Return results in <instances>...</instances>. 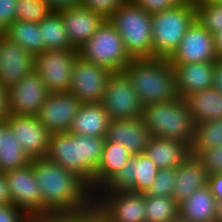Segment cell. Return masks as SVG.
Listing matches in <instances>:
<instances>
[{
	"label": "cell",
	"instance_id": "46",
	"mask_svg": "<svg viewBox=\"0 0 222 222\" xmlns=\"http://www.w3.org/2000/svg\"><path fill=\"white\" fill-rule=\"evenodd\" d=\"M213 87L222 93V61L220 59L214 64Z\"/></svg>",
	"mask_w": 222,
	"mask_h": 222
},
{
	"label": "cell",
	"instance_id": "51",
	"mask_svg": "<svg viewBox=\"0 0 222 222\" xmlns=\"http://www.w3.org/2000/svg\"><path fill=\"white\" fill-rule=\"evenodd\" d=\"M186 2H190V3H193V4H196L198 2H201V1H205V0H185Z\"/></svg>",
	"mask_w": 222,
	"mask_h": 222
},
{
	"label": "cell",
	"instance_id": "2",
	"mask_svg": "<svg viewBox=\"0 0 222 222\" xmlns=\"http://www.w3.org/2000/svg\"><path fill=\"white\" fill-rule=\"evenodd\" d=\"M105 137L51 134L47 158L83 179L93 193V179L101 162Z\"/></svg>",
	"mask_w": 222,
	"mask_h": 222
},
{
	"label": "cell",
	"instance_id": "45",
	"mask_svg": "<svg viewBox=\"0 0 222 222\" xmlns=\"http://www.w3.org/2000/svg\"><path fill=\"white\" fill-rule=\"evenodd\" d=\"M43 222H100V220L94 213H92L81 218H53Z\"/></svg>",
	"mask_w": 222,
	"mask_h": 222
},
{
	"label": "cell",
	"instance_id": "40",
	"mask_svg": "<svg viewBox=\"0 0 222 222\" xmlns=\"http://www.w3.org/2000/svg\"><path fill=\"white\" fill-rule=\"evenodd\" d=\"M17 0H0V34L16 20Z\"/></svg>",
	"mask_w": 222,
	"mask_h": 222
},
{
	"label": "cell",
	"instance_id": "36",
	"mask_svg": "<svg viewBox=\"0 0 222 222\" xmlns=\"http://www.w3.org/2000/svg\"><path fill=\"white\" fill-rule=\"evenodd\" d=\"M196 157L202 162L208 175L222 173V144L203 150Z\"/></svg>",
	"mask_w": 222,
	"mask_h": 222
},
{
	"label": "cell",
	"instance_id": "5",
	"mask_svg": "<svg viewBox=\"0 0 222 222\" xmlns=\"http://www.w3.org/2000/svg\"><path fill=\"white\" fill-rule=\"evenodd\" d=\"M121 36L132 59L152 58V17L126 0L108 19Z\"/></svg>",
	"mask_w": 222,
	"mask_h": 222
},
{
	"label": "cell",
	"instance_id": "14",
	"mask_svg": "<svg viewBox=\"0 0 222 222\" xmlns=\"http://www.w3.org/2000/svg\"><path fill=\"white\" fill-rule=\"evenodd\" d=\"M218 59L214 35L195 19L168 61L170 64H187L215 62Z\"/></svg>",
	"mask_w": 222,
	"mask_h": 222
},
{
	"label": "cell",
	"instance_id": "27",
	"mask_svg": "<svg viewBox=\"0 0 222 222\" xmlns=\"http://www.w3.org/2000/svg\"><path fill=\"white\" fill-rule=\"evenodd\" d=\"M131 157L132 154L122 144L105 142L102 159L93 179V194L117 174Z\"/></svg>",
	"mask_w": 222,
	"mask_h": 222
},
{
	"label": "cell",
	"instance_id": "32",
	"mask_svg": "<svg viewBox=\"0 0 222 222\" xmlns=\"http://www.w3.org/2000/svg\"><path fill=\"white\" fill-rule=\"evenodd\" d=\"M146 222H171L179 217V203L171 197L145 196Z\"/></svg>",
	"mask_w": 222,
	"mask_h": 222
},
{
	"label": "cell",
	"instance_id": "4",
	"mask_svg": "<svg viewBox=\"0 0 222 222\" xmlns=\"http://www.w3.org/2000/svg\"><path fill=\"white\" fill-rule=\"evenodd\" d=\"M142 119L153 137L193 143L196 124L182 98L144 105Z\"/></svg>",
	"mask_w": 222,
	"mask_h": 222
},
{
	"label": "cell",
	"instance_id": "26",
	"mask_svg": "<svg viewBox=\"0 0 222 222\" xmlns=\"http://www.w3.org/2000/svg\"><path fill=\"white\" fill-rule=\"evenodd\" d=\"M195 124L222 118V93L214 87L192 93L184 98Z\"/></svg>",
	"mask_w": 222,
	"mask_h": 222
},
{
	"label": "cell",
	"instance_id": "18",
	"mask_svg": "<svg viewBox=\"0 0 222 222\" xmlns=\"http://www.w3.org/2000/svg\"><path fill=\"white\" fill-rule=\"evenodd\" d=\"M34 56L0 34V82L10 88L34 70Z\"/></svg>",
	"mask_w": 222,
	"mask_h": 222
},
{
	"label": "cell",
	"instance_id": "44",
	"mask_svg": "<svg viewBox=\"0 0 222 222\" xmlns=\"http://www.w3.org/2000/svg\"><path fill=\"white\" fill-rule=\"evenodd\" d=\"M11 203V198L8 191L6 175L0 173V205H7Z\"/></svg>",
	"mask_w": 222,
	"mask_h": 222
},
{
	"label": "cell",
	"instance_id": "21",
	"mask_svg": "<svg viewBox=\"0 0 222 222\" xmlns=\"http://www.w3.org/2000/svg\"><path fill=\"white\" fill-rule=\"evenodd\" d=\"M215 62L171 64L180 98L213 87Z\"/></svg>",
	"mask_w": 222,
	"mask_h": 222
},
{
	"label": "cell",
	"instance_id": "6",
	"mask_svg": "<svg viewBox=\"0 0 222 222\" xmlns=\"http://www.w3.org/2000/svg\"><path fill=\"white\" fill-rule=\"evenodd\" d=\"M152 58H169L180 45L187 28L195 20V6L184 2L181 6L151 14Z\"/></svg>",
	"mask_w": 222,
	"mask_h": 222
},
{
	"label": "cell",
	"instance_id": "16",
	"mask_svg": "<svg viewBox=\"0 0 222 222\" xmlns=\"http://www.w3.org/2000/svg\"><path fill=\"white\" fill-rule=\"evenodd\" d=\"M82 102L70 92L51 93L37 115L40 123L51 133H68Z\"/></svg>",
	"mask_w": 222,
	"mask_h": 222
},
{
	"label": "cell",
	"instance_id": "20",
	"mask_svg": "<svg viewBox=\"0 0 222 222\" xmlns=\"http://www.w3.org/2000/svg\"><path fill=\"white\" fill-rule=\"evenodd\" d=\"M106 142L120 143L132 155L145 153L152 135L142 118L111 120L106 133Z\"/></svg>",
	"mask_w": 222,
	"mask_h": 222
},
{
	"label": "cell",
	"instance_id": "33",
	"mask_svg": "<svg viewBox=\"0 0 222 222\" xmlns=\"http://www.w3.org/2000/svg\"><path fill=\"white\" fill-rule=\"evenodd\" d=\"M195 19L211 34L222 30V6L214 0H205L194 4Z\"/></svg>",
	"mask_w": 222,
	"mask_h": 222
},
{
	"label": "cell",
	"instance_id": "30",
	"mask_svg": "<svg viewBox=\"0 0 222 222\" xmlns=\"http://www.w3.org/2000/svg\"><path fill=\"white\" fill-rule=\"evenodd\" d=\"M31 162L24 152L11 128L6 125L3 132V141L0 147V173L22 168Z\"/></svg>",
	"mask_w": 222,
	"mask_h": 222
},
{
	"label": "cell",
	"instance_id": "22",
	"mask_svg": "<svg viewBox=\"0 0 222 222\" xmlns=\"http://www.w3.org/2000/svg\"><path fill=\"white\" fill-rule=\"evenodd\" d=\"M208 172L202 162L189 155L175 168V184L172 197L180 204L194 191L208 185Z\"/></svg>",
	"mask_w": 222,
	"mask_h": 222
},
{
	"label": "cell",
	"instance_id": "15",
	"mask_svg": "<svg viewBox=\"0 0 222 222\" xmlns=\"http://www.w3.org/2000/svg\"><path fill=\"white\" fill-rule=\"evenodd\" d=\"M49 94L46 85L33 70L16 85L8 88L10 114L37 116Z\"/></svg>",
	"mask_w": 222,
	"mask_h": 222
},
{
	"label": "cell",
	"instance_id": "48",
	"mask_svg": "<svg viewBox=\"0 0 222 222\" xmlns=\"http://www.w3.org/2000/svg\"><path fill=\"white\" fill-rule=\"evenodd\" d=\"M216 222H222V200L216 204Z\"/></svg>",
	"mask_w": 222,
	"mask_h": 222
},
{
	"label": "cell",
	"instance_id": "34",
	"mask_svg": "<svg viewBox=\"0 0 222 222\" xmlns=\"http://www.w3.org/2000/svg\"><path fill=\"white\" fill-rule=\"evenodd\" d=\"M53 10L46 0H17L16 20L40 23Z\"/></svg>",
	"mask_w": 222,
	"mask_h": 222
},
{
	"label": "cell",
	"instance_id": "29",
	"mask_svg": "<svg viewBox=\"0 0 222 222\" xmlns=\"http://www.w3.org/2000/svg\"><path fill=\"white\" fill-rule=\"evenodd\" d=\"M2 34L33 56L42 53L39 23L15 20Z\"/></svg>",
	"mask_w": 222,
	"mask_h": 222
},
{
	"label": "cell",
	"instance_id": "49",
	"mask_svg": "<svg viewBox=\"0 0 222 222\" xmlns=\"http://www.w3.org/2000/svg\"><path fill=\"white\" fill-rule=\"evenodd\" d=\"M7 125V123H2L0 122V147L2 145L3 141V132H4V127Z\"/></svg>",
	"mask_w": 222,
	"mask_h": 222
},
{
	"label": "cell",
	"instance_id": "47",
	"mask_svg": "<svg viewBox=\"0 0 222 222\" xmlns=\"http://www.w3.org/2000/svg\"><path fill=\"white\" fill-rule=\"evenodd\" d=\"M215 51L219 59L222 57V30L214 35Z\"/></svg>",
	"mask_w": 222,
	"mask_h": 222
},
{
	"label": "cell",
	"instance_id": "25",
	"mask_svg": "<svg viewBox=\"0 0 222 222\" xmlns=\"http://www.w3.org/2000/svg\"><path fill=\"white\" fill-rule=\"evenodd\" d=\"M217 200L207 185L179 204V217L188 222H216Z\"/></svg>",
	"mask_w": 222,
	"mask_h": 222
},
{
	"label": "cell",
	"instance_id": "19",
	"mask_svg": "<svg viewBox=\"0 0 222 222\" xmlns=\"http://www.w3.org/2000/svg\"><path fill=\"white\" fill-rule=\"evenodd\" d=\"M57 12L62 17L72 46L76 49L88 41L106 20L82 5L63 8Z\"/></svg>",
	"mask_w": 222,
	"mask_h": 222
},
{
	"label": "cell",
	"instance_id": "41",
	"mask_svg": "<svg viewBox=\"0 0 222 222\" xmlns=\"http://www.w3.org/2000/svg\"><path fill=\"white\" fill-rule=\"evenodd\" d=\"M8 87L0 82V122L7 123L10 117Z\"/></svg>",
	"mask_w": 222,
	"mask_h": 222
},
{
	"label": "cell",
	"instance_id": "11",
	"mask_svg": "<svg viewBox=\"0 0 222 222\" xmlns=\"http://www.w3.org/2000/svg\"><path fill=\"white\" fill-rule=\"evenodd\" d=\"M101 103L112 120L142 118L143 115L144 105L123 71L111 73Z\"/></svg>",
	"mask_w": 222,
	"mask_h": 222
},
{
	"label": "cell",
	"instance_id": "35",
	"mask_svg": "<svg viewBox=\"0 0 222 222\" xmlns=\"http://www.w3.org/2000/svg\"><path fill=\"white\" fill-rule=\"evenodd\" d=\"M175 168L159 169L145 196L171 197L175 184Z\"/></svg>",
	"mask_w": 222,
	"mask_h": 222
},
{
	"label": "cell",
	"instance_id": "3",
	"mask_svg": "<svg viewBox=\"0 0 222 222\" xmlns=\"http://www.w3.org/2000/svg\"><path fill=\"white\" fill-rule=\"evenodd\" d=\"M123 72L143 105L180 99L176 74L167 58L132 59Z\"/></svg>",
	"mask_w": 222,
	"mask_h": 222
},
{
	"label": "cell",
	"instance_id": "8",
	"mask_svg": "<svg viewBox=\"0 0 222 222\" xmlns=\"http://www.w3.org/2000/svg\"><path fill=\"white\" fill-rule=\"evenodd\" d=\"M145 195L130 191L96 192L94 214L100 222H146Z\"/></svg>",
	"mask_w": 222,
	"mask_h": 222
},
{
	"label": "cell",
	"instance_id": "31",
	"mask_svg": "<svg viewBox=\"0 0 222 222\" xmlns=\"http://www.w3.org/2000/svg\"><path fill=\"white\" fill-rule=\"evenodd\" d=\"M222 144V118L195 125L193 143L190 153L197 156L201 151L216 148Z\"/></svg>",
	"mask_w": 222,
	"mask_h": 222
},
{
	"label": "cell",
	"instance_id": "37",
	"mask_svg": "<svg viewBox=\"0 0 222 222\" xmlns=\"http://www.w3.org/2000/svg\"><path fill=\"white\" fill-rule=\"evenodd\" d=\"M126 0H82L81 5L108 20Z\"/></svg>",
	"mask_w": 222,
	"mask_h": 222
},
{
	"label": "cell",
	"instance_id": "24",
	"mask_svg": "<svg viewBox=\"0 0 222 222\" xmlns=\"http://www.w3.org/2000/svg\"><path fill=\"white\" fill-rule=\"evenodd\" d=\"M145 154L158 169L176 168L191 155L188 144L153 136L146 146Z\"/></svg>",
	"mask_w": 222,
	"mask_h": 222
},
{
	"label": "cell",
	"instance_id": "1",
	"mask_svg": "<svg viewBox=\"0 0 222 222\" xmlns=\"http://www.w3.org/2000/svg\"><path fill=\"white\" fill-rule=\"evenodd\" d=\"M43 207L54 218H81L94 213V194L74 172L47 157L31 159Z\"/></svg>",
	"mask_w": 222,
	"mask_h": 222
},
{
	"label": "cell",
	"instance_id": "42",
	"mask_svg": "<svg viewBox=\"0 0 222 222\" xmlns=\"http://www.w3.org/2000/svg\"><path fill=\"white\" fill-rule=\"evenodd\" d=\"M208 186L217 201L222 200V173L209 175Z\"/></svg>",
	"mask_w": 222,
	"mask_h": 222
},
{
	"label": "cell",
	"instance_id": "13",
	"mask_svg": "<svg viewBox=\"0 0 222 222\" xmlns=\"http://www.w3.org/2000/svg\"><path fill=\"white\" fill-rule=\"evenodd\" d=\"M111 73L107 68L78 56L73 64L69 92L82 103H100Z\"/></svg>",
	"mask_w": 222,
	"mask_h": 222
},
{
	"label": "cell",
	"instance_id": "50",
	"mask_svg": "<svg viewBox=\"0 0 222 222\" xmlns=\"http://www.w3.org/2000/svg\"><path fill=\"white\" fill-rule=\"evenodd\" d=\"M171 222H188V221H186V220H184V219L178 217V218L174 219V220L171 221Z\"/></svg>",
	"mask_w": 222,
	"mask_h": 222
},
{
	"label": "cell",
	"instance_id": "7",
	"mask_svg": "<svg viewBox=\"0 0 222 222\" xmlns=\"http://www.w3.org/2000/svg\"><path fill=\"white\" fill-rule=\"evenodd\" d=\"M79 56L85 61L121 72L132 61L124 42L115 27L105 20L94 35L78 48Z\"/></svg>",
	"mask_w": 222,
	"mask_h": 222
},
{
	"label": "cell",
	"instance_id": "43",
	"mask_svg": "<svg viewBox=\"0 0 222 222\" xmlns=\"http://www.w3.org/2000/svg\"><path fill=\"white\" fill-rule=\"evenodd\" d=\"M53 11L81 5L82 0H46Z\"/></svg>",
	"mask_w": 222,
	"mask_h": 222
},
{
	"label": "cell",
	"instance_id": "38",
	"mask_svg": "<svg viewBox=\"0 0 222 222\" xmlns=\"http://www.w3.org/2000/svg\"><path fill=\"white\" fill-rule=\"evenodd\" d=\"M135 5L149 14L170 10L181 6L185 0H131Z\"/></svg>",
	"mask_w": 222,
	"mask_h": 222
},
{
	"label": "cell",
	"instance_id": "10",
	"mask_svg": "<svg viewBox=\"0 0 222 222\" xmlns=\"http://www.w3.org/2000/svg\"><path fill=\"white\" fill-rule=\"evenodd\" d=\"M78 49L45 50L34 56V71L40 76L48 92H69L73 64Z\"/></svg>",
	"mask_w": 222,
	"mask_h": 222
},
{
	"label": "cell",
	"instance_id": "28",
	"mask_svg": "<svg viewBox=\"0 0 222 222\" xmlns=\"http://www.w3.org/2000/svg\"><path fill=\"white\" fill-rule=\"evenodd\" d=\"M42 36V52L45 50H73L75 49L68 37L61 15L53 11L40 23Z\"/></svg>",
	"mask_w": 222,
	"mask_h": 222
},
{
	"label": "cell",
	"instance_id": "23",
	"mask_svg": "<svg viewBox=\"0 0 222 222\" xmlns=\"http://www.w3.org/2000/svg\"><path fill=\"white\" fill-rule=\"evenodd\" d=\"M111 118L102 103H82L70 126L69 133L106 137Z\"/></svg>",
	"mask_w": 222,
	"mask_h": 222
},
{
	"label": "cell",
	"instance_id": "52",
	"mask_svg": "<svg viewBox=\"0 0 222 222\" xmlns=\"http://www.w3.org/2000/svg\"><path fill=\"white\" fill-rule=\"evenodd\" d=\"M217 4L222 6V0H214Z\"/></svg>",
	"mask_w": 222,
	"mask_h": 222
},
{
	"label": "cell",
	"instance_id": "39",
	"mask_svg": "<svg viewBox=\"0 0 222 222\" xmlns=\"http://www.w3.org/2000/svg\"><path fill=\"white\" fill-rule=\"evenodd\" d=\"M0 222H36L23 209L10 203L0 205Z\"/></svg>",
	"mask_w": 222,
	"mask_h": 222
},
{
	"label": "cell",
	"instance_id": "9",
	"mask_svg": "<svg viewBox=\"0 0 222 222\" xmlns=\"http://www.w3.org/2000/svg\"><path fill=\"white\" fill-rule=\"evenodd\" d=\"M5 175L12 204L23 209L36 222L54 218L42 205L40 187L31 163L7 171Z\"/></svg>",
	"mask_w": 222,
	"mask_h": 222
},
{
	"label": "cell",
	"instance_id": "12",
	"mask_svg": "<svg viewBox=\"0 0 222 222\" xmlns=\"http://www.w3.org/2000/svg\"><path fill=\"white\" fill-rule=\"evenodd\" d=\"M158 170L147 154L132 155L128 163L98 192L130 191L144 194L154 182Z\"/></svg>",
	"mask_w": 222,
	"mask_h": 222
},
{
	"label": "cell",
	"instance_id": "17",
	"mask_svg": "<svg viewBox=\"0 0 222 222\" xmlns=\"http://www.w3.org/2000/svg\"><path fill=\"white\" fill-rule=\"evenodd\" d=\"M7 125L30 159L47 156L51 133L40 123L37 116L10 114Z\"/></svg>",
	"mask_w": 222,
	"mask_h": 222
}]
</instances>
